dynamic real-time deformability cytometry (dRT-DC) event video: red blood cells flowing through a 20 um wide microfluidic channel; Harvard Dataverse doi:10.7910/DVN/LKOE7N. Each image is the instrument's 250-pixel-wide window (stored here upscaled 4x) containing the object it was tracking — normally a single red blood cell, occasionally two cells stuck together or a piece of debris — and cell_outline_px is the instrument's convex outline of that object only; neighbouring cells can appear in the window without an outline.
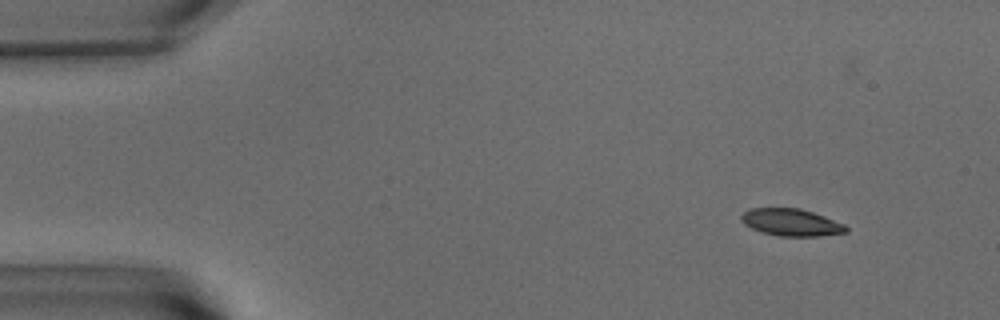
{"species": "common noctule bat (a hibernating species)", "species_latin": "Nyctalus noctula", "temperature_condition": "warm", "stored_images_in_passage": 59, "camera_frame_rate_fps": 3000, "um_per_image_px": 0.085, "animal": {"sex": "male", "body_mass_g": 15.6}, "frame": {"image": 1, "passage_image": 9, "time_ms": 2.667, "image_size_px": [1000, 320], "cell_outline_px": [[848, 232], [820, 236], [780, 236], [760, 232], [744, 224], [740, 220], [740, 216], [748, 208], [800, 208], [824, 216], [844, 224], [848, 228]], "centroid_in_image_um": [67.23, 18.9], "position_along_channel_um": 17.8, "area_um2": 16.65}}
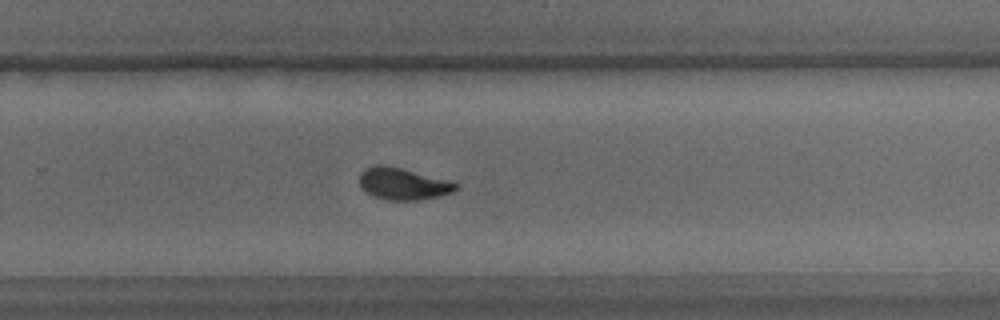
{"frame": {"image": 2, "passage_image": 40, "time_ms": 13.0, "image_size_px": [1000, 320], "cell_outline_px": [[460, 188], [452, 192], [440, 196], [420, 200], [388, 200], [364, 192], [360, 184], [360, 172], [364, 168], [372, 164], [384, 164], [448, 180], [460, 184]], "centroid_in_image_um": [34.25, 15.61], "position_along_channel_um": 295.5, "area_um2": 18.03}}
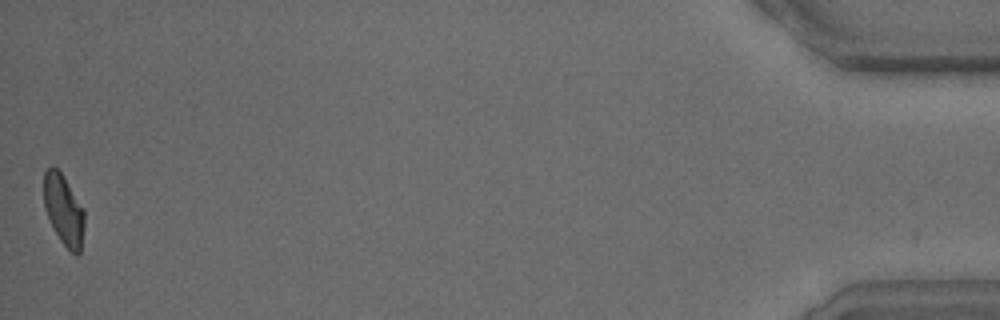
{"frame": {"image": 3, "passage_image": 59, "time_ms": 19.333, "image_size_px": [1000, 320], "cell_outline_px": [[84, 224], [80, 252], [76, 256], [60, 240], [44, 208], [44, 172], [52, 164], [60, 172], [84, 208]], "centroid_in_image_um": [5.41, 17.82], "position_along_channel_um": 429.8, "area_um2": 16.42}, "authors_computed_cell_mechanics": {"area_um2": 17.629, "velocity_mm_per_s": 3.6207, "shape_relaxation_time_tau1_ms": 5.0783, "shape_relaxation_time_tau2_ms": 1.9214, "deformation_change_tau1": 0.1759, "deformation_change_tau2": 0.0686}}